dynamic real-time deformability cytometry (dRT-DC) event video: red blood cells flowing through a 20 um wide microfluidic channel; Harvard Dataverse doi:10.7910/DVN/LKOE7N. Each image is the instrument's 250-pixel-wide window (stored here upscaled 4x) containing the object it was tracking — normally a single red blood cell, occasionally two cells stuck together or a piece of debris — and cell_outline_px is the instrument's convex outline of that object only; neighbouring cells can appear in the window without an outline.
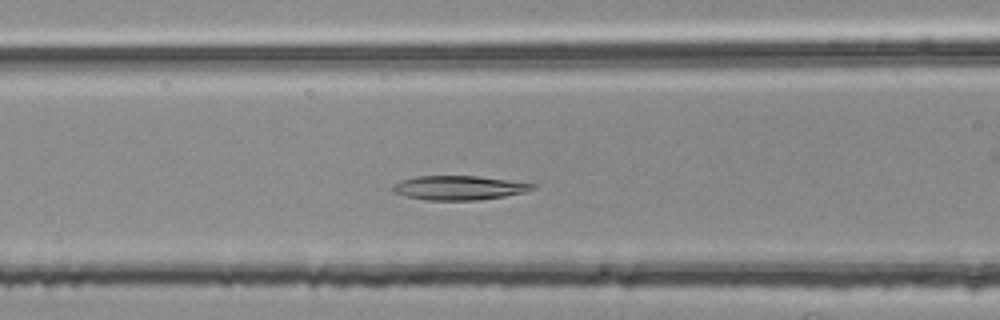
{"species": "common noctule bat (a hibernating species)", "species_latin": "Nyctalus noctula", "temperature_condition": "room temperature", "stored_images_in_passage": 47, "camera_frame_rate_fps": 3000, "um_per_image_px": 0.085, "animal": {"sex": "female", "body_mass_g": 25.1}, "frame": {"image": 1, "passage_image": 18, "time_ms": 5.667, "image_size_px": [1000, 320], "cell_outline_px": [[536, 188], [524, 192], [504, 196], [480, 200], [424, 200], [404, 196], [392, 192], [392, 188], [400, 180], [416, 176], [476, 176], [508, 180], [536, 184]], "centroid_in_image_um": [38.99, 15.97], "position_along_channel_um": 127.6, "area_um2": 19.71}}
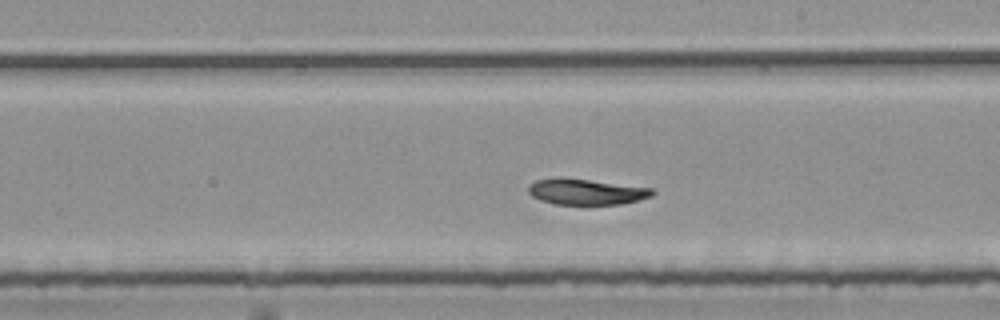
{"frame": {"image": 2, "passage_image": 27, "time_ms": 8.667, "image_size_px": [1000, 320], "cell_outline_px": [[656, 192], [652, 196], [620, 204], [556, 204], [540, 200], [532, 196], [528, 192], [528, 184], [536, 180], [556, 176], [560, 176], [652, 188]], "centroid_in_image_um": [49.77, 16.28], "position_along_channel_um": 239.2, "area_um2": 18.79}}
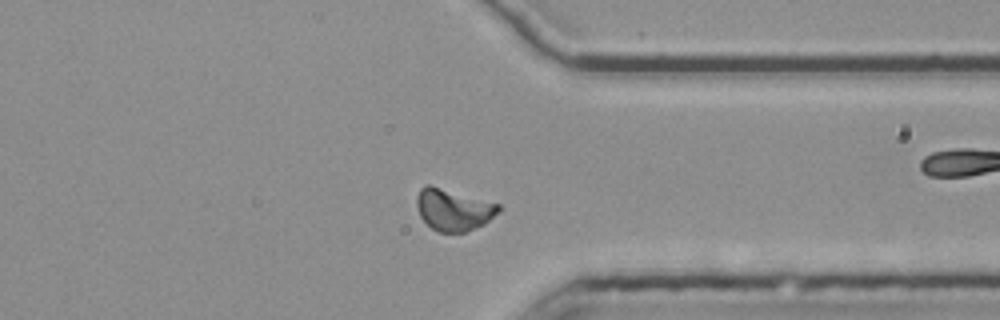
{"frame": {"image": 3, "passage_image": 38, "time_ms": 12.333, "image_size_px": [1000, 320], "cell_outline_px": [[500, 212], [484, 224], [476, 228], [464, 232], [440, 232], [432, 228], [420, 216], [416, 204], [416, 196], [420, 188], [424, 184], [432, 184], [500, 204]], "centroid_in_image_um": [38.54, 17.79], "position_along_channel_um": 372.9, "area_um2": 20.17}, "authors_computed_cell_mechanics": {"area_um2": 19.7098, "velocity_mm_per_s": 3.7337, "shape_relaxation_time_tau1_ms": null, "shape_relaxation_time_tau2_ms": 4.8662, "deformation_change_tau1": null, "deformation_change_tau2": 0.0751}}